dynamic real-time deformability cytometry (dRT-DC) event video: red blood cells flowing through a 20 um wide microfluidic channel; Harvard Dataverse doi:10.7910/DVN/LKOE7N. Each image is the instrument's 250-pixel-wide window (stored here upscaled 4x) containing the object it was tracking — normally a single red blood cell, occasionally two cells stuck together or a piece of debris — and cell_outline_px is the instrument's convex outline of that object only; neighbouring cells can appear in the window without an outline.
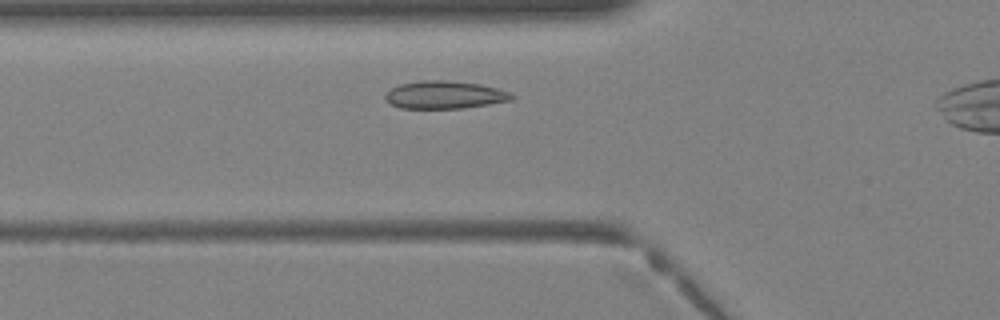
{"species": "Egyptian fruit bat (a non-hibernating species)", "species_latin": "Rousettus aegyptiacus", "temperature_condition": "warm", "stored_images_in_passage": 25, "camera_frame_rate_fps": 3000, "um_per_image_px": 0.085, "animal": {"sex": "female"}, "frame": {"image": 1, "passage_image": 3, "time_ms": 0.667, "image_size_px": [1000, 320], "cell_outline_px": [[516, 96], [512, 100], [464, 108], [400, 108], [384, 100], [384, 96], [392, 88], [400, 84], [420, 80], [448, 80], [480, 84], [512, 92]], "centroid_in_image_um": [37.82, 8.06], "position_along_channel_um": 88.0, "area_um2": 20.52}}
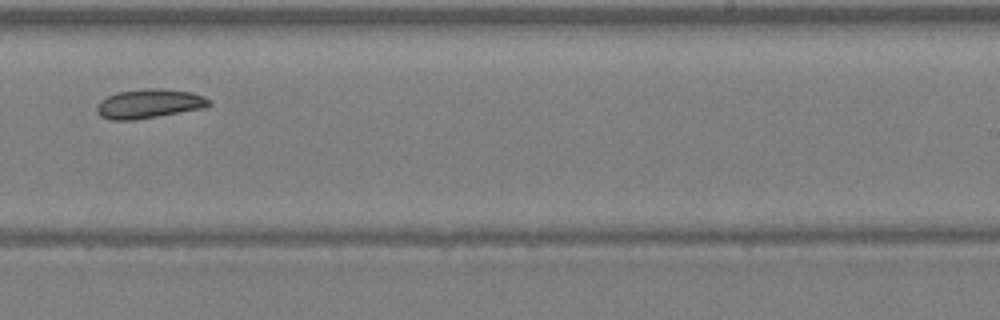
{"frame": {"image": 2, "passage_image": 14, "time_ms": 4.333, "image_size_px": [1000, 320], "cell_outline_px": [[212, 104], [204, 108], [136, 120], [112, 120], [100, 116], [96, 112], [96, 108], [100, 100], [116, 92], [148, 88], [160, 88], [192, 92], [204, 96]], "centroid_in_image_um": [12.66, 8.81], "position_along_channel_um": 276.3, "area_um2": 19.19}}
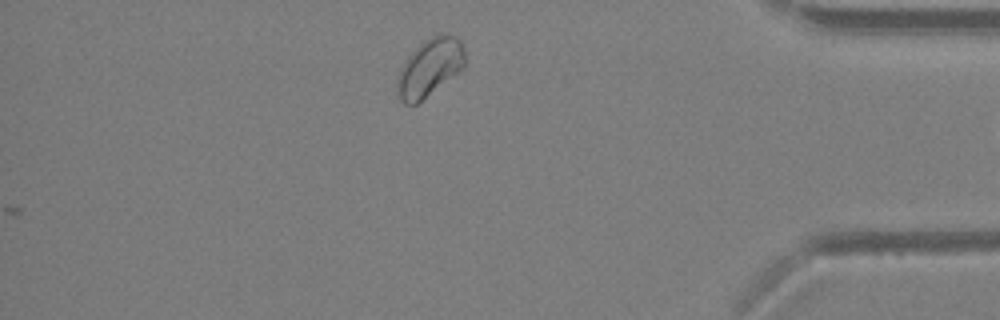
{"frame": {"image": 3, "passage_image": 23, "time_ms": 7.333, "image_size_px": [1000, 320], "cell_outline_px": [[464, 64], [456, 72], [416, 104], [404, 104], [400, 100], [396, 92], [396, 80], [400, 68], [408, 56], [424, 40], [432, 36], [444, 32], [456, 36], [460, 40], [464, 48]], "centroid_in_image_um": [36.48, 5.71], "position_along_channel_um": 398.7, "area_um2": 22.37}}